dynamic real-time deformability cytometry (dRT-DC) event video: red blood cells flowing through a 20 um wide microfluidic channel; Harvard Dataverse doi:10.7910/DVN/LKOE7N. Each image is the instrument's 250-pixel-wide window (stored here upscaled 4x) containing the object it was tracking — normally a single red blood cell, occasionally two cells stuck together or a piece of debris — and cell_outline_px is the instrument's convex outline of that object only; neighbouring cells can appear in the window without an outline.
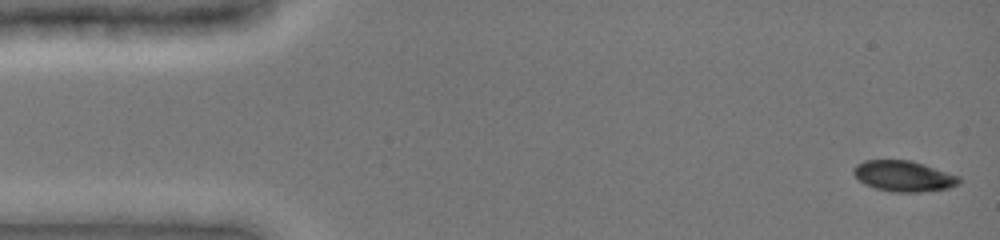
{"species": "common noctule bat (a hibernating species)", "species_latin": "Nyctalus noctula", "temperature_condition": "cold", "stored_images_in_passage": 49, "camera_frame_rate_fps": 3000, "um_per_image_px": 0.085, "animal": {"sex": "female", "body_mass_g": 19.0, "forearm_length_mm": 51.5}, "frame": {"image": 1, "passage_image": 1, "time_ms": 0.0, "image_size_px": [1000, 240], "cell_outline_px": [[960, 184], [948, 188], [920, 192], [892, 192], [876, 188], [864, 184], [852, 172], [852, 168], [856, 164], [864, 160], [908, 160], [924, 164], [960, 176]], "centroid_in_image_um": [76.8, 14.97], "position_along_channel_um": 8.2, "area_um2": 18.96}}
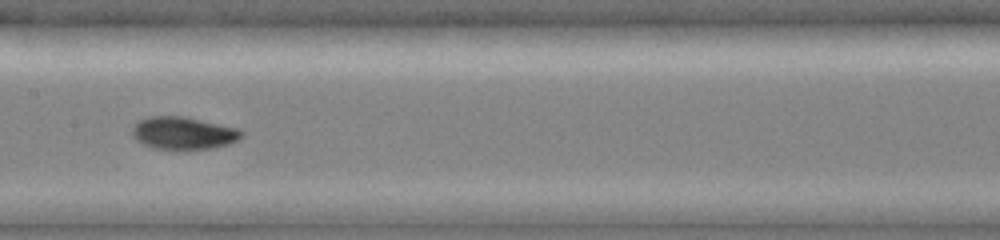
{"frame": {"image": 2, "passage_image": 24, "time_ms": 7.667, "image_size_px": [1000, 240], "cell_outline_px": [[244, 132], [236, 140], [228, 144], [212, 148], [180, 152], [152, 148], [136, 140], [132, 136], [132, 128], [140, 120], [148, 116], [184, 116], [240, 128]], "centroid_in_image_um": [15.58, 11.34], "position_along_channel_um": 191.8, "area_um2": 21.33}}
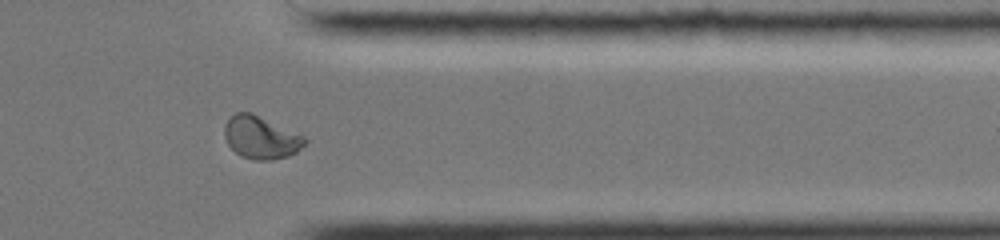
{"frame": {"image": 3, "passage_image": 39, "time_ms": 12.667, "image_size_px": [1000, 240], "cell_outline_px": [[308, 140], [296, 152], [288, 156], [272, 160], [252, 160], [240, 156], [228, 144], [224, 136], [224, 124], [236, 112], [252, 112], [304, 136]], "centroid_in_image_um": [22.16, 11.69], "position_along_channel_um": 389.2, "area_um2": 19.94}, "authors_computed_cell_mechanics": {"area_um2": 19.8832, "velocity_mm_per_s": 3.9453, "shape_relaxation_time_tau1_ms": 7.2112, "shape_relaxation_time_tau2_ms": null, "deformation_change_tau1": 0.2239, "deformation_change_tau2": null}}